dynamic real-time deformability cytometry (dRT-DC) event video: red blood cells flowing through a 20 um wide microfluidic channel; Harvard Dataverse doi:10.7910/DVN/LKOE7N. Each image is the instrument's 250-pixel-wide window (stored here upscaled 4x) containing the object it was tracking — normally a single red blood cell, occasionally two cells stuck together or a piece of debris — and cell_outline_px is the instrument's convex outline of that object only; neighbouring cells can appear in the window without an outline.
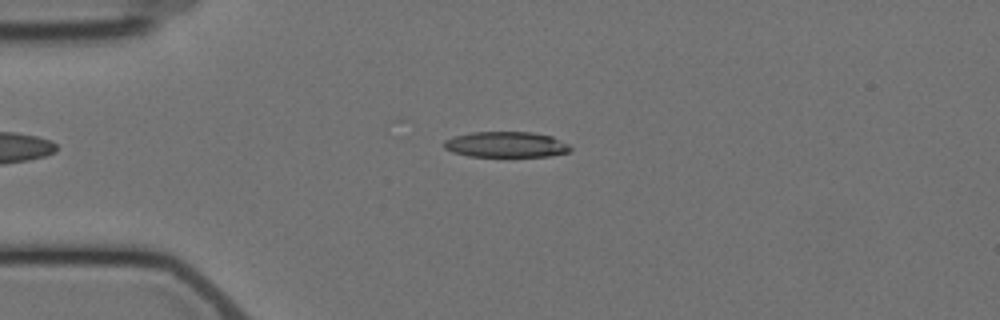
{"species": "Egyptian fruit bat (a non-hibernating species)", "species_latin": "Rousettus aegyptiacus", "temperature_condition": "cold", "stored_images_in_passage": 4, "camera_frame_rate_fps": 3000, "um_per_image_px": 0.085, "animal": {"sex": "female"}, "frame": {"image": 1, "passage_image": 3, "time_ms": 2.333, "image_size_px": [1000, 320], "cell_outline_px": [[572, 148], [568, 152], [548, 156], [468, 156], [452, 152], [444, 148], [444, 140], [452, 136], [472, 132], [532, 132], [552, 136], [568, 144]], "centroid_in_image_um": [42.98, 12.28], "position_along_channel_um": 42.0, "area_um2": 18.9}}